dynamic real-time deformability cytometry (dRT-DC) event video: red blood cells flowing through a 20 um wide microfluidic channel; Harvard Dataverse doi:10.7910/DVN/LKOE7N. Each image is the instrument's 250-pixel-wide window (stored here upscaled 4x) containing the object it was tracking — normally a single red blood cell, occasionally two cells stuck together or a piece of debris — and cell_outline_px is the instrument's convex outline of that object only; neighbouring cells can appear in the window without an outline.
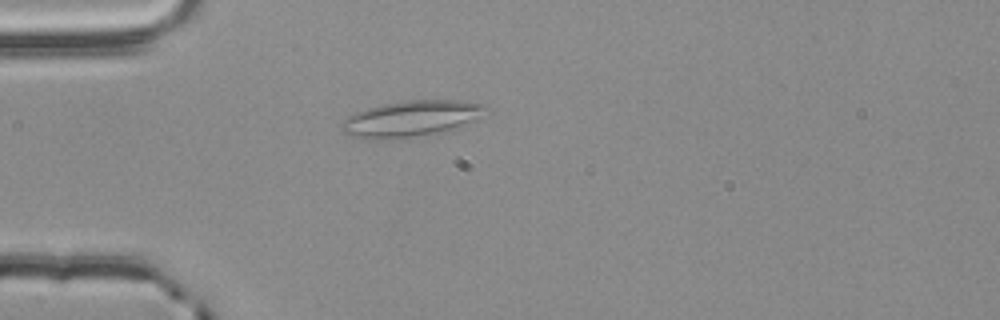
{"species": "common noctule bat (a hibernating species)", "species_latin": "Nyctalus noctula", "temperature_condition": "room temperature", "stored_images_in_passage": 3, "camera_frame_rate_fps": 3000, "um_per_image_px": 0.085, "animal": {"sex": "male", "body_mass_g": 20.4}, "frame": {"image": 1, "passage_image": 3, "time_ms": 0.667, "image_size_px": [1000, 320], "cell_outline_px": [[488, 108], [476, 120], [464, 128], [452, 132], [404, 140], [372, 140], [352, 136], [340, 132], [340, 124], [348, 116], [356, 112], [368, 108], [384, 104], [404, 100], [456, 100], [484, 104]], "centroid_in_image_um": [34.99, 10.15], "position_along_channel_um": 50.0, "area_um2": 31.67}}